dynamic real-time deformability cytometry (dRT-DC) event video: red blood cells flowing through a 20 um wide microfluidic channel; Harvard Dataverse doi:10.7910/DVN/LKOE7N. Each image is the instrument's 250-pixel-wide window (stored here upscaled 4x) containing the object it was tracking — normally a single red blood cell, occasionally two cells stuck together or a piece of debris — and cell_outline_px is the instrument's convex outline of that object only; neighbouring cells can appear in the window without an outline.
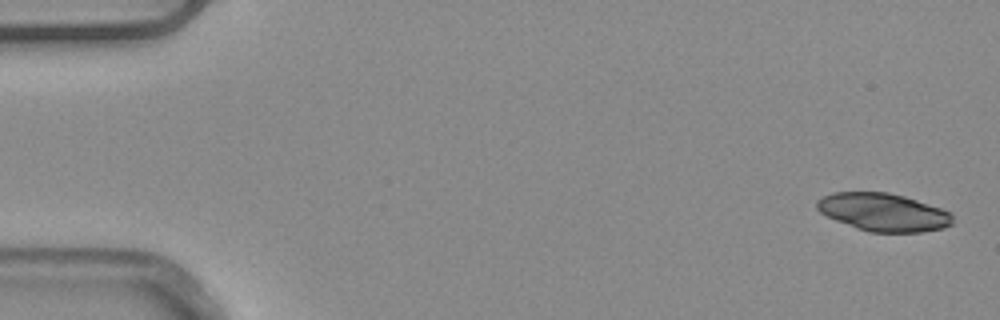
{"species": "common noctule bat (a hibernating species)", "species_latin": "Nyctalus noctula", "temperature_condition": "warm", "stored_images_in_passage": 5, "camera_frame_rate_fps": 3000, "um_per_image_px": 0.085, "animal": {"sex": "male", "body_mass_g": 20.4}, "frame": {"image": 1, "passage_image": 1, "time_ms": 0.0, "image_size_px": [1000, 320], "cell_outline_px": [[952, 224], [944, 228], [920, 232], [868, 232], [856, 228], [836, 220], [820, 212], [816, 208], [816, 200], [832, 192], [888, 192], [904, 196], [952, 212]], "centroid_in_image_um": [75.07, 18.04], "position_along_channel_um": 9.9, "area_um2": 29.94}}